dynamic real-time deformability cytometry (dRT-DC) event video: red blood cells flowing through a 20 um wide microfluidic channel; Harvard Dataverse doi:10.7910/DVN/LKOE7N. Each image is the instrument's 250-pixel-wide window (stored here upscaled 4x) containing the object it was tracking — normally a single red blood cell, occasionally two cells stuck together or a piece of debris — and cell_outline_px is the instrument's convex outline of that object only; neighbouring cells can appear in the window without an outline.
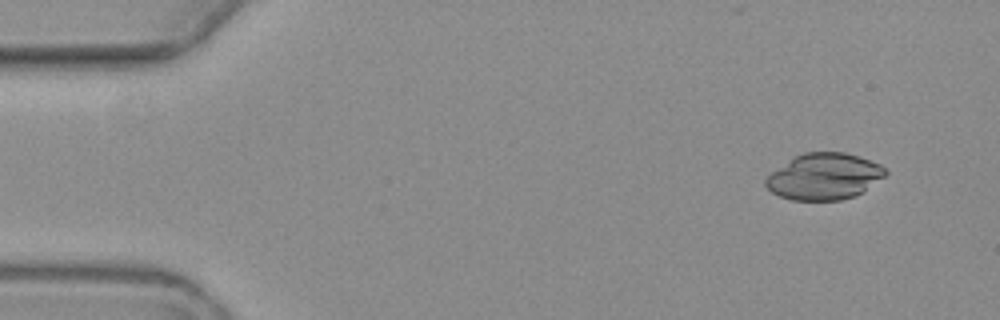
{"species": "common noctule bat (a hibernating species)", "species_latin": "Nyctalus noctula", "temperature_condition": "warm", "stored_images_in_passage": 7, "camera_frame_rate_fps": 3000, "um_per_image_px": 0.085, "animal": {"sex": "female", "body_mass_g": 19.3, "forearm_length_mm": 54.1}, "frame": {"image": 1, "passage_image": 2, "time_ms": 1.333, "image_size_px": [1000, 320], "cell_outline_px": [[888, 172], [884, 176], [864, 192], [856, 196], [840, 200], [792, 200], [780, 196], [772, 192], [764, 184], [764, 180], [772, 172], [796, 156], [804, 152], [844, 152], [880, 164]], "centroid_in_image_um": [70.06, 15.02], "position_along_channel_um": 14.9, "area_um2": 32.08}}